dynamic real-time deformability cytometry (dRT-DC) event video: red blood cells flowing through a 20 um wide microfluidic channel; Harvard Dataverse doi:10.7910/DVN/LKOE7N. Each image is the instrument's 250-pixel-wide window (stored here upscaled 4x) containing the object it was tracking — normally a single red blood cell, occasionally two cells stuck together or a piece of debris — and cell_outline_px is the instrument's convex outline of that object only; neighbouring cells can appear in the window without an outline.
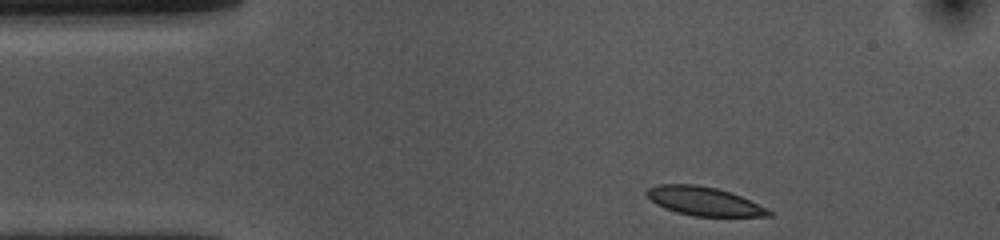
{"species": "common noctule bat (a hibernating species)", "species_latin": "Nyctalus noctula", "temperature_condition": "cold", "stored_images_in_passage": 37, "camera_frame_rate_fps": 3000, "um_per_image_px": 0.085, "animal": {"sex": "female", "body_mass_g": 10.0, "forearm_length_mm": 53.1}, "frame": {"image": 1, "passage_image": 1, "time_ms": 0.0, "image_size_px": [1000, 240], "cell_outline_px": [[772, 216], [692, 216], [676, 212], [664, 208], [656, 204], [644, 192], [648, 188], [660, 184], [696, 184], [716, 188], [740, 196], [768, 208], [772, 212]], "centroid_in_image_um": [59.83, 17.1], "position_along_channel_um": 25.2, "area_um2": 20.29}}
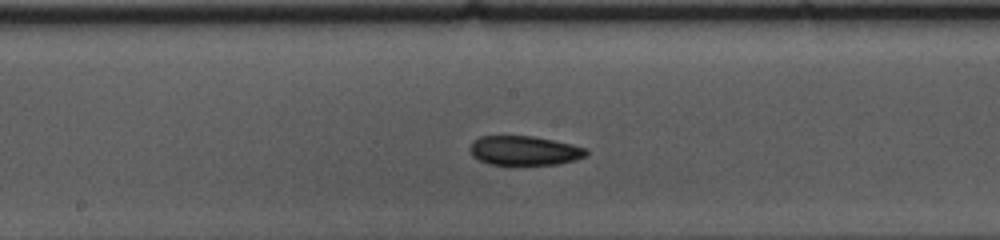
{"frame": {"image": 2, "passage_image": 20, "time_ms": 6.333, "image_size_px": [1000, 240], "cell_outline_px": [[588, 152], [584, 156], [576, 160], [556, 164], [520, 168], [516, 168], [488, 164], [472, 156], [468, 148], [472, 140], [480, 136], [532, 136], [572, 144], [588, 148]], "centroid_in_image_um": [44.52, 12.85], "position_along_channel_um": 203.7, "area_um2": 20.92}}
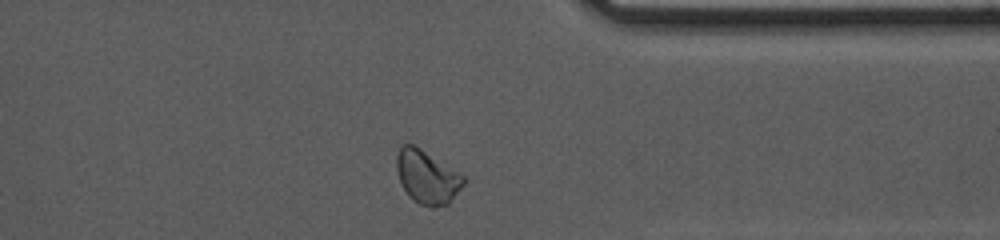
{"frame": {"image": 3, "passage_image": 35, "time_ms": 11.333, "image_size_px": [1000, 240], "cell_outline_px": [[464, 184], [448, 204], [432, 208], [420, 204], [412, 200], [408, 196], [400, 184], [396, 168], [396, 156], [400, 144], [412, 144], [420, 148], [464, 176]], "centroid_in_image_um": [36.25, 15.05], "position_along_channel_um": 375.1, "area_um2": 20.81}, "authors_computed_cell_mechanics": {"area_um2": 20.4034, "velocity_mm_per_s": 3.6047, "shape_relaxation_time_tau1_ms": 8.9866, "shape_relaxation_time_tau2_ms": 6.4419, "deformation_change_tau1": 0.1354, "deformation_change_tau2": 0.0908}}